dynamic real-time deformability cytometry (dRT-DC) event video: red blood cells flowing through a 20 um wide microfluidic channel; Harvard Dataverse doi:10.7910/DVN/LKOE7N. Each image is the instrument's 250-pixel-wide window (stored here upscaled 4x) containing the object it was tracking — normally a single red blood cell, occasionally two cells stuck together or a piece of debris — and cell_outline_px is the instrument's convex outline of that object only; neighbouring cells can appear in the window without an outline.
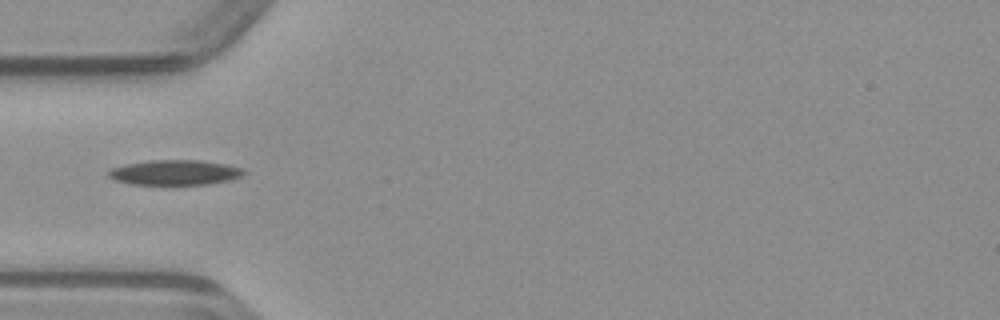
{"species": "common noctule bat (a hibernating species)", "species_latin": "Nyctalus noctula", "temperature_condition": "warm", "stored_images_in_passage": 35, "camera_frame_rate_fps": 3000, "um_per_image_px": 0.085, "animal": {"sex": "male", "body_mass_g": 23.1, "forearm_length_mm": 52.7}, "frame": {"image": 1, "passage_image": 1, "time_ms": 0.0, "image_size_px": [1000, 320], "cell_outline_px": [[244, 172], [240, 176], [228, 180], [208, 184], [132, 184], [112, 180], [108, 176], [108, 172], [112, 168], [124, 164], [148, 160], [200, 160], [224, 164], [244, 168]], "centroid_in_image_um": [14.81, 14.65], "position_along_channel_um": 70.2, "area_um2": 19.65}}
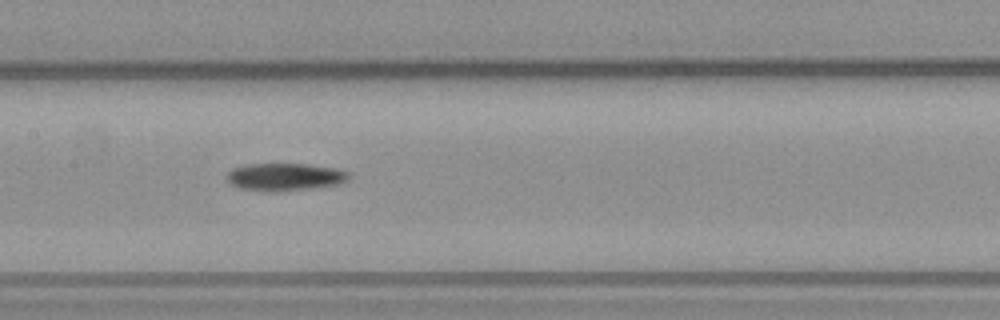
{"frame": {"image": 2, "passage_image": 9, "time_ms": 2.667, "image_size_px": [1000, 320], "cell_outline_px": [[348, 180], [340, 184], [312, 188], [276, 192], [272, 192], [240, 188], [232, 184], [228, 180], [228, 172], [232, 168], [244, 164], [308, 164], [336, 168], [348, 172]], "centroid_in_image_um": [24.22, 15.03], "position_along_channel_um": 183.2, "area_um2": 19.59}}
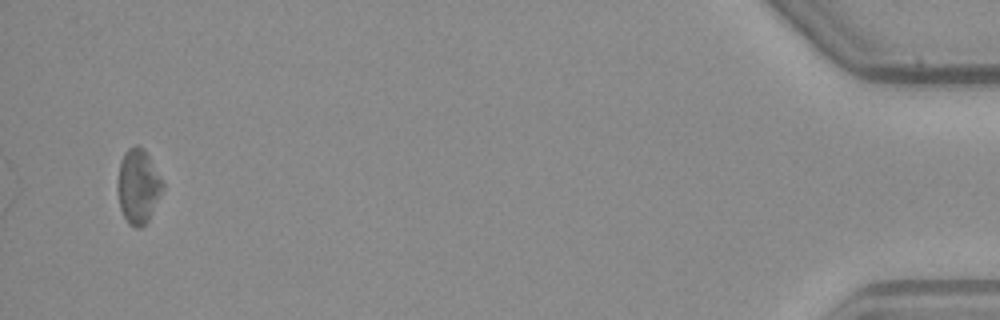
{"frame": {"image": 3, "passage_image": 33, "time_ms": 10.667, "image_size_px": [1000, 320], "cell_outline_px": [[164, 188], [148, 220], [140, 228], [136, 228], [128, 224], [120, 208], [116, 188], [116, 184], [120, 160], [124, 152], [128, 148], [136, 144], [148, 156], [164, 184]], "centroid_in_image_um": [11.7, 15.85], "position_along_channel_um": 423.5, "area_um2": 19.48}}